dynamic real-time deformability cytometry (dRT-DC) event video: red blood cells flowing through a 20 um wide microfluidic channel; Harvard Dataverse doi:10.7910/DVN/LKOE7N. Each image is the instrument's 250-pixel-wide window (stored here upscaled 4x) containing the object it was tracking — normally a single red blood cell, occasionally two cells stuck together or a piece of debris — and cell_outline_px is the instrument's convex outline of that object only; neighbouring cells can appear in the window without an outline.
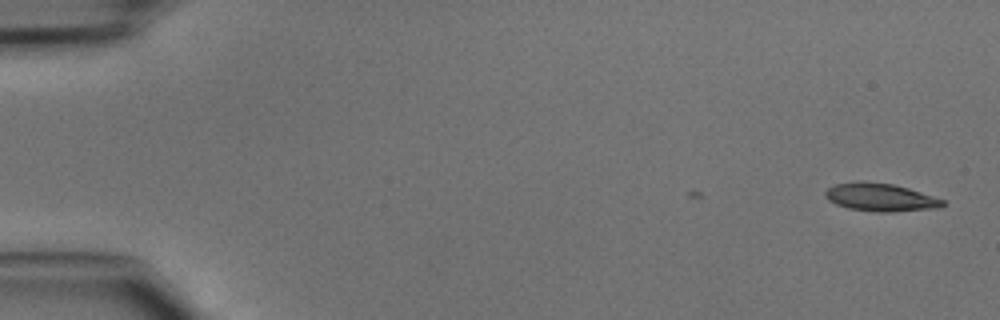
{"species": "common noctule bat (a hibernating species)", "species_latin": "Nyctalus noctula", "temperature_condition": "cold", "stored_images_in_passage": 2, "camera_frame_rate_fps": 3000, "um_per_image_px": 0.085, "animal": {"sex": "male", "body_mass_g": 15.6}, "frame": {"image": 1, "passage_image": 2, "time_ms": 0.333, "image_size_px": [1000, 320], "cell_outline_px": [[944, 204], [940, 208], [892, 212], [876, 212], [848, 208], [836, 204], [828, 200], [824, 196], [824, 192], [828, 188], [836, 184], [860, 180], [892, 184], [908, 188], [944, 200]], "centroid_in_image_um": [74.81, 16.77], "position_along_channel_um": 10.2, "area_um2": 19.19}}